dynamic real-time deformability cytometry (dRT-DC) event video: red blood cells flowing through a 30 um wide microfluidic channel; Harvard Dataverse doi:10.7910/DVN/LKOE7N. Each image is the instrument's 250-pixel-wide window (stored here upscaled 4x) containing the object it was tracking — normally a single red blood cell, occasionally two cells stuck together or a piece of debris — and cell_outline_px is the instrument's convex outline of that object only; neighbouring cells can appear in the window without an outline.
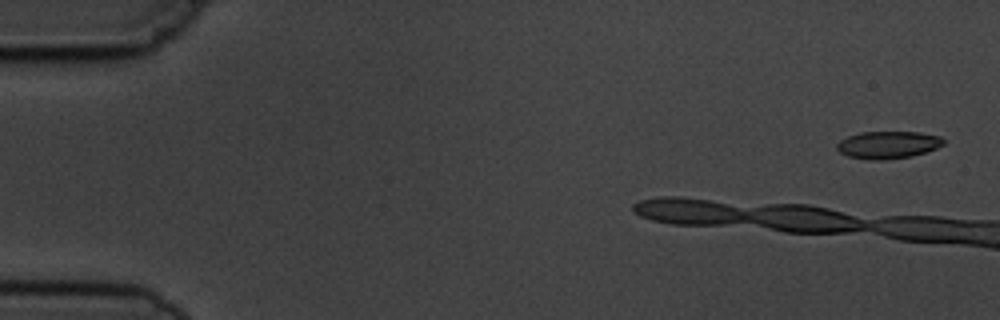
{"species": "common noctule bat (a hibernating species)", "species_latin": "Nyctalus noctula", "temperature_condition": "cold", "stored_images_in_passage": 3, "camera_frame_rate_fps": 3000, "um_per_image_px": 0.085, "animal": {"sex": "male", "body_mass_g": 19.5, "forearm_length_mm": 54.6}, "frame": {"image": 1, "passage_image": 1, "time_ms": 0.0, "image_size_px": [1000, 320], "cell_outline_px": [[944, 144], [936, 148], [912, 156], [880, 160], [868, 160], [848, 156], [840, 152], [836, 148], [836, 144], [840, 140], [848, 136], [860, 132], [920, 132], [940, 136], [944, 140]], "centroid_in_image_um": [75.46, 12.31], "position_along_channel_um": 9.5, "area_um2": 16.99}}